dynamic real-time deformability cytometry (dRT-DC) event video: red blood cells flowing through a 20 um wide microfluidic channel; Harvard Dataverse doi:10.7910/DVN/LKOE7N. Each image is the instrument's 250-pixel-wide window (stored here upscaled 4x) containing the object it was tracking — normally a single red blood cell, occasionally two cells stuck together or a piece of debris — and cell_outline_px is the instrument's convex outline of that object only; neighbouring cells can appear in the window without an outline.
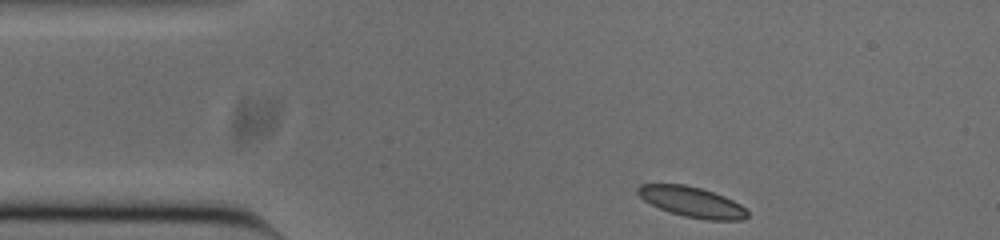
{"species": "common noctule bat (a hibernating species)", "species_latin": "Nyctalus noctula", "temperature_condition": "cold", "stored_images_in_passage": 47, "camera_frame_rate_fps": 3000, "um_per_image_px": 0.085, "animal": {"sex": "male", "body_mass_g": 20.0, "forearm_length_mm": 53.3}, "frame": {"image": 1, "passage_image": 1, "time_ms": 0.0, "image_size_px": [1000, 240], "cell_outline_px": [[748, 216], [744, 220], [704, 220], [684, 216], [660, 208], [644, 200], [636, 192], [636, 188], [640, 184], [684, 184], [700, 188], [724, 196], [740, 204], [748, 212]], "centroid_in_image_um": [58.82, 17.17], "position_along_channel_um": 26.2, "area_um2": 19.25}}
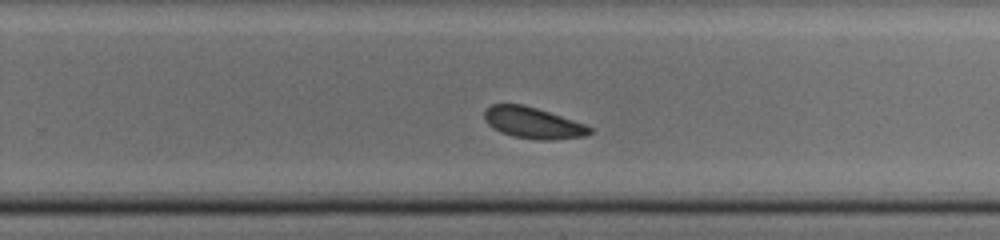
{"frame": {"image": 2, "passage_image": 26, "time_ms": 8.333, "image_size_px": [1000, 240], "cell_outline_px": [[592, 132], [584, 136], [552, 140], [536, 140], [512, 136], [500, 132], [488, 124], [484, 116], [484, 108], [492, 104], [520, 104], [536, 108], [584, 124], [592, 128]], "centroid_in_image_um": [45.27, 10.45], "position_along_channel_um": 284.5, "area_um2": 19.02}}
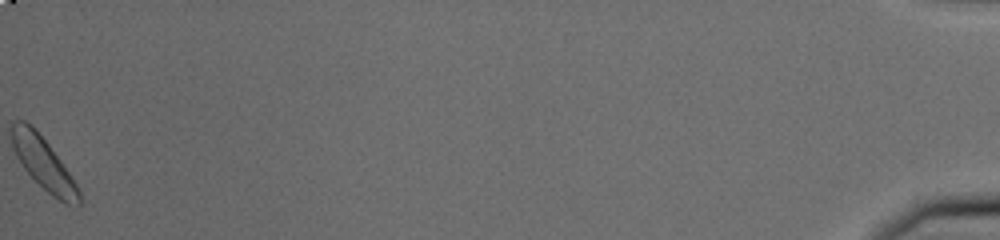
{"frame": {"image": 3, "passage_image": 47, "time_ms": 15.333, "image_size_px": [1000, 240], "cell_outline_px": [[80, 208], [64, 204], [52, 196], [24, 168], [16, 156], [12, 144], [12, 124], [16, 120], [24, 120], [48, 144], [60, 160], [76, 184], [80, 192]], "centroid_in_image_um": [3.73, 13.96], "position_along_channel_um": 431.5, "area_um2": 19.83}, "authors_computed_cell_mechanics": {"area_um2": 19.3052, "velocity_mm_per_s": 3.7025, "shape_relaxation_time_tau1_ms": 2.1065, "shape_relaxation_time_tau2_ms": 3.279, "deformation_change_tau1": 0.0545, "deformation_change_tau2": 0.064}}